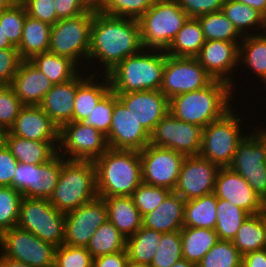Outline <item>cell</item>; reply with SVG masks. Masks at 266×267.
Here are the masks:
<instances>
[{
	"label": "cell",
	"mask_w": 266,
	"mask_h": 267,
	"mask_svg": "<svg viewBox=\"0 0 266 267\" xmlns=\"http://www.w3.org/2000/svg\"><path fill=\"white\" fill-rule=\"evenodd\" d=\"M128 261V253L125 250L94 258L92 267H126Z\"/></svg>",
	"instance_id": "obj_57"
},
{
	"label": "cell",
	"mask_w": 266,
	"mask_h": 267,
	"mask_svg": "<svg viewBox=\"0 0 266 267\" xmlns=\"http://www.w3.org/2000/svg\"><path fill=\"white\" fill-rule=\"evenodd\" d=\"M54 84H62L75 78L83 68L69 57L59 56L49 51L37 54L29 60Z\"/></svg>",
	"instance_id": "obj_31"
},
{
	"label": "cell",
	"mask_w": 266,
	"mask_h": 267,
	"mask_svg": "<svg viewBox=\"0 0 266 267\" xmlns=\"http://www.w3.org/2000/svg\"><path fill=\"white\" fill-rule=\"evenodd\" d=\"M61 166L59 153L44 164H31L30 189L23 197L49 199L58 183Z\"/></svg>",
	"instance_id": "obj_29"
},
{
	"label": "cell",
	"mask_w": 266,
	"mask_h": 267,
	"mask_svg": "<svg viewBox=\"0 0 266 267\" xmlns=\"http://www.w3.org/2000/svg\"><path fill=\"white\" fill-rule=\"evenodd\" d=\"M22 61L17 49H0V86L11 85Z\"/></svg>",
	"instance_id": "obj_52"
},
{
	"label": "cell",
	"mask_w": 266,
	"mask_h": 267,
	"mask_svg": "<svg viewBox=\"0 0 266 267\" xmlns=\"http://www.w3.org/2000/svg\"><path fill=\"white\" fill-rule=\"evenodd\" d=\"M126 237L107 220L90 239L87 250L94 258L126 250Z\"/></svg>",
	"instance_id": "obj_39"
},
{
	"label": "cell",
	"mask_w": 266,
	"mask_h": 267,
	"mask_svg": "<svg viewBox=\"0 0 266 267\" xmlns=\"http://www.w3.org/2000/svg\"><path fill=\"white\" fill-rule=\"evenodd\" d=\"M22 198L13 187L0 186V235L17 225Z\"/></svg>",
	"instance_id": "obj_44"
},
{
	"label": "cell",
	"mask_w": 266,
	"mask_h": 267,
	"mask_svg": "<svg viewBox=\"0 0 266 267\" xmlns=\"http://www.w3.org/2000/svg\"><path fill=\"white\" fill-rule=\"evenodd\" d=\"M185 203L172 191L156 209L142 217V226L161 233L180 231L184 227Z\"/></svg>",
	"instance_id": "obj_26"
},
{
	"label": "cell",
	"mask_w": 266,
	"mask_h": 267,
	"mask_svg": "<svg viewBox=\"0 0 266 267\" xmlns=\"http://www.w3.org/2000/svg\"><path fill=\"white\" fill-rule=\"evenodd\" d=\"M110 90L111 84L108 75L90 74L77 87L73 122H83Z\"/></svg>",
	"instance_id": "obj_27"
},
{
	"label": "cell",
	"mask_w": 266,
	"mask_h": 267,
	"mask_svg": "<svg viewBox=\"0 0 266 267\" xmlns=\"http://www.w3.org/2000/svg\"><path fill=\"white\" fill-rule=\"evenodd\" d=\"M126 267H151L149 264L137 263L129 260Z\"/></svg>",
	"instance_id": "obj_65"
},
{
	"label": "cell",
	"mask_w": 266,
	"mask_h": 267,
	"mask_svg": "<svg viewBox=\"0 0 266 267\" xmlns=\"http://www.w3.org/2000/svg\"><path fill=\"white\" fill-rule=\"evenodd\" d=\"M117 100L116 93L110 90L83 122L107 135L112 121L114 103Z\"/></svg>",
	"instance_id": "obj_48"
},
{
	"label": "cell",
	"mask_w": 266,
	"mask_h": 267,
	"mask_svg": "<svg viewBox=\"0 0 266 267\" xmlns=\"http://www.w3.org/2000/svg\"><path fill=\"white\" fill-rule=\"evenodd\" d=\"M142 182L174 191L185 155L148 144L139 152Z\"/></svg>",
	"instance_id": "obj_14"
},
{
	"label": "cell",
	"mask_w": 266,
	"mask_h": 267,
	"mask_svg": "<svg viewBox=\"0 0 266 267\" xmlns=\"http://www.w3.org/2000/svg\"><path fill=\"white\" fill-rule=\"evenodd\" d=\"M188 18L177 0H155L138 19L143 48L165 51Z\"/></svg>",
	"instance_id": "obj_7"
},
{
	"label": "cell",
	"mask_w": 266,
	"mask_h": 267,
	"mask_svg": "<svg viewBox=\"0 0 266 267\" xmlns=\"http://www.w3.org/2000/svg\"><path fill=\"white\" fill-rule=\"evenodd\" d=\"M165 62V51L143 48L107 74L111 90L116 94L160 90Z\"/></svg>",
	"instance_id": "obj_4"
},
{
	"label": "cell",
	"mask_w": 266,
	"mask_h": 267,
	"mask_svg": "<svg viewBox=\"0 0 266 267\" xmlns=\"http://www.w3.org/2000/svg\"><path fill=\"white\" fill-rule=\"evenodd\" d=\"M172 191L142 182L133 192L132 199L142 217L156 209Z\"/></svg>",
	"instance_id": "obj_46"
},
{
	"label": "cell",
	"mask_w": 266,
	"mask_h": 267,
	"mask_svg": "<svg viewBox=\"0 0 266 267\" xmlns=\"http://www.w3.org/2000/svg\"><path fill=\"white\" fill-rule=\"evenodd\" d=\"M205 41L199 20L189 17L165 52L173 57L195 58Z\"/></svg>",
	"instance_id": "obj_33"
},
{
	"label": "cell",
	"mask_w": 266,
	"mask_h": 267,
	"mask_svg": "<svg viewBox=\"0 0 266 267\" xmlns=\"http://www.w3.org/2000/svg\"><path fill=\"white\" fill-rule=\"evenodd\" d=\"M25 7L26 14L39 21L54 25L57 13L54 0H19Z\"/></svg>",
	"instance_id": "obj_51"
},
{
	"label": "cell",
	"mask_w": 266,
	"mask_h": 267,
	"mask_svg": "<svg viewBox=\"0 0 266 267\" xmlns=\"http://www.w3.org/2000/svg\"><path fill=\"white\" fill-rule=\"evenodd\" d=\"M243 4H247L248 6L256 9L263 16L266 15V0H238Z\"/></svg>",
	"instance_id": "obj_59"
},
{
	"label": "cell",
	"mask_w": 266,
	"mask_h": 267,
	"mask_svg": "<svg viewBox=\"0 0 266 267\" xmlns=\"http://www.w3.org/2000/svg\"><path fill=\"white\" fill-rule=\"evenodd\" d=\"M94 11L57 21L51 28L49 52L69 57L87 71ZM82 65V63H84Z\"/></svg>",
	"instance_id": "obj_8"
},
{
	"label": "cell",
	"mask_w": 266,
	"mask_h": 267,
	"mask_svg": "<svg viewBox=\"0 0 266 267\" xmlns=\"http://www.w3.org/2000/svg\"><path fill=\"white\" fill-rule=\"evenodd\" d=\"M93 162L98 197L132 196L142 183L139 151L109 148Z\"/></svg>",
	"instance_id": "obj_3"
},
{
	"label": "cell",
	"mask_w": 266,
	"mask_h": 267,
	"mask_svg": "<svg viewBox=\"0 0 266 267\" xmlns=\"http://www.w3.org/2000/svg\"><path fill=\"white\" fill-rule=\"evenodd\" d=\"M239 44L240 42L205 41L195 57L214 80L229 83L235 94L237 84L234 75L239 67Z\"/></svg>",
	"instance_id": "obj_18"
},
{
	"label": "cell",
	"mask_w": 266,
	"mask_h": 267,
	"mask_svg": "<svg viewBox=\"0 0 266 267\" xmlns=\"http://www.w3.org/2000/svg\"><path fill=\"white\" fill-rule=\"evenodd\" d=\"M116 95L117 99L149 134L169 112V99L160 90L127 92Z\"/></svg>",
	"instance_id": "obj_21"
},
{
	"label": "cell",
	"mask_w": 266,
	"mask_h": 267,
	"mask_svg": "<svg viewBox=\"0 0 266 267\" xmlns=\"http://www.w3.org/2000/svg\"><path fill=\"white\" fill-rule=\"evenodd\" d=\"M234 94L229 83L214 80L207 87L170 98L169 112L180 121L204 128L235 106Z\"/></svg>",
	"instance_id": "obj_2"
},
{
	"label": "cell",
	"mask_w": 266,
	"mask_h": 267,
	"mask_svg": "<svg viewBox=\"0 0 266 267\" xmlns=\"http://www.w3.org/2000/svg\"><path fill=\"white\" fill-rule=\"evenodd\" d=\"M155 0H108L100 11L103 14L138 20Z\"/></svg>",
	"instance_id": "obj_47"
},
{
	"label": "cell",
	"mask_w": 266,
	"mask_h": 267,
	"mask_svg": "<svg viewBox=\"0 0 266 267\" xmlns=\"http://www.w3.org/2000/svg\"><path fill=\"white\" fill-rule=\"evenodd\" d=\"M213 193L217 198L231 202L249 215L266 211V202L240 174L230 167H220Z\"/></svg>",
	"instance_id": "obj_19"
},
{
	"label": "cell",
	"mask_w": 266,
	"mask_h": 267,
	"mask_svg": "<svg viewBox=\"0 0 266 267\" xmlns=\"http://www.w3.org/2000/svg\"><path fill=\"white\" fill-rule=\"evenodd\" d=\"M222 12L243 37L263 32L264 16L247 4L238 0H225Z\"/></svg>",
	"instance_id": "obj_35"
},
{
	"label": "cell",
	"mask_w": 266,
	"mask_h": 267,
	"mask_svg": "<svg viewBox=\"0 0 266 267\" xmlns=\"http://www.w3.org/2000/svg\"><path fill=\"white\" fill-rule=\"evenodd\" d=\"M171 267H197V264L182 258L175 262Z\"/></svg>",
	"instance_id": "obj_63"
},
{
	"label": "cell",
	"mask_w": 266,
	"mask_h": 267,
	"mask_svg": "<svg viewBox=\"0 0 266 267\" xmlns=\"http://www.w3.org/2000/svg\"><path fill=\"white\" fill-rule=\"evenodd\" d=\"M47 267H59L55 262L51 265H48Z\"/></svg>",
	"instance_id": "obj_67"
},
{
	"label": "cell",
	"mask_w": 266,
	"mask_h": 267,
	"mask_svg": "<svg viewBox=\"0 0 266 267\" xmlns=\"http://www.w3.org/2000/svg\"><path fill=\"white\" fill-rule=\"evenodd\" d=\"M52 25L26 15L21 42L17 47L22 60H30L49 50Z\"/></svg>",
	"instance_id": "obj_32"
},
{
	"label": "cell",
	"mask_w": 266,
	"mask_h": 267,
	"mask_svg": "<svg viewBox=\"0 0 266 267\" xmlns=\"http://www.w3.org/2000/svg\"><path fill=\"white\" fill-rule=\"evenodd\" d=\"M263 124H259L263 127L252 126L251 133L247 132L238 143L229 167L240 174L266 202V127Z\"/></svg>",
	"instance_id": "obj_9"
},
{
	"label": "cell",
	"mask_w": 266,
	"mask_h": 267,
	"mask_svg": "<svg viewBox=\"0 0 266 267\" xmlns=\"http://www.w3.org/2000/svg\"><path fill=\"white\" fill-rule=\"evenodd\" d=\"M23 106L11 85L0 86V134L9 131Z\"/></svg>",
	"instance_id": "obj_49"
},
{
	"label": "cell",
	"mask_w": 266,
	"mask_h": 267,
	"mask_svg": "<svg viewBox=\"0 0 266 267\" xmlns=\"http://www.w3.org/2000/svg\"><path fill=\"white\" fill-rule=\"evenodd\" d=\"M109 148L116 150H143L150 141V134L138 123L125 106L114 103L110 130L106 135Z\"/></svg>",
	"instance_id": "obj_20"
},
{
	"label": "cell",
	"mask_w": 266,
	"mask_h": 267,
	"mask_svg": "<svg viewBox=\"0 0 266 267\" xmlns=\"http://www.w3.org/2000/svg\"><path fill=\"white\" fill-rule=\"evenodd\" d=\"M225 0H177L179 7L189 16H198L222 10Z\"/></svg>",
	"instance_id": "obj_53"
},
{
	"label": "cell",
	"mask_w": 266,
	"mask_h": 267,
	"mask_svg": "<svg viewBox=\"0 0 266 267\" xmlns=\"http://www.w3.org/2000/svg\"><path fill=\"white\" fill-rule=\"evenodd\" d=\"M206 41L241 42L243 36L221 11L198 16Z\"/></svg>",
	"instance_id": "obj_41"
},
{
	"label": "cell",
	"mask_w": 266,
	"mask_h": 267,
	"mask_svg": "<svg viewBox=\"0 0 266 267\" xmlns=\"http://www.w3.org/2000/svg\"><path fill=\"white\" fill-rule=\"evenodd\" d=\"M219 169L200 155L185 156L174 192L185 201L213 193Z\"/></svg>",
	"instance_id": "obj_17"
},
{
	"label": "cell",
	"mask_w": 266,
	"mask_h": 267,
	"mask_svg": "<svg viewBox=\"0 0 266 267\" xmlns=\"http://www.w3.org/2000/svg\"><path fill=\"white\" fill-rule=\"evenodd\" d=\"M0 140L18 162L25 164H44L58 153L59 141H32L8 131L0 134Z\"/></svg>",
	"instance_id": "obj_25"
},
{
	"label": "cell",
	"mask_w": 266,
	"mask_h": 267,
	"mask_svg": "<svg viewBox=\"0 0 266 267\" xmlns=\"http://www.w3.org/2000/svg\"><path fill=\"white\" fill-rule=\"evenodd\" d=\"M0 49H17L9 42L7 37L4 35L2 25H0Z\"/></svg>",
	"instance_id": "obj_62"
},
{
	"label": "cell",
	"mask_w": 266,
	"mask_h": 267,
	"mask_svg": "<svg viewBox=\"0 0 266 267\" xmlns=\"http://www.w3.org/2000/svg\"><path fill=\"white\" fill-rule=\"evenodd\" d=\"M18 0H0V12L10 8Z\"/></svg>",
	"instance_id": "obj_64"
},
{
	"label": "cell",
	"mask_w": 266,
	"mask_h": 267,
	"mask_svg": "<svg viewBox=\"0 0 266 267\" xmlns=\"http://www.w3.org/2000/svg\"><path fill=\"white\" fill-rule=\"evenodd\" d=\"M108 209V220L126 237L142 227V215L131 196L100 197Z\"/></svg>",
	"instance_id": "obj_28"
},
{
	"label": "cell",
	"mask_w": 266,
	"mask_h": 267,
	"mask_svg": "<svg viewBox=\"0 0 266 267\" xmlns=\"http://www.w3.org/2000/svg\"><path fill=\"white\" fill-rule=\"evenodd\" d=\"M31 164L18 162L12 187L24 195L30 189Z\"/></svg>",
	"instance_id": "obj_56"
},
{
	"label": "cell",
	"mask_w": 266,
	"mask_h": 267,
	"mask_svg": "<svg viewBox=\"0 0 266 267\" xmlns=\"http://www.w3.org/2000/svg\"><path fill=\"white\" fill-rule=\"evenodd\" d=\"M92 260L86 247L65 244L56 247L54 262L59 267H92Z\"/></svg>",
	"instance_id": "obj_50"
},
{
	"label": "cell",
	"mask_w": 266,
	"mask_h": 267,
	"mask_svg": "<svg viewBox=\"0 0 266 267\" xmlns=\"http://www.w3.org/2000/svg\"><path fill=\"white\" fill-rule=\"evenodd\" d=\"M183 258L180 231L162 233L151 267H171Z\"/></svg>",
	"instance_id": "obj_43"
},
{
	"label": "cell",
	"mask_w": 266,
	"mask_h": 267,
	"mask_svg": "<svg viewBox=\"0 0 266 267\" xmlns=\"http://www.w3.org/2000/svg\"><path fill=\"white\" fill-rule=\"evenodd\" d=\"M57 21L61 19L73 18L82 13L92 11L84 0H54Z\"/></svg>",
	"instance_id": "obj_55"
},
{
	"label": "cell",
	"mask_w": 266,
	"mask_h": 267,
	"mask_svg": "<svg viewBox=\"0 0 266 267\" xmlns=\"http://www.w3.org/2000/svg\"><path fill=\"white\" fill-rule=\"evenodd\" d=\"M53 84L29 60H23L11 87L23 105L39 106Z\"/></svg>",
	"instance_id": "obj_24"
},
{
	"label": "cell",
	"mask_w": 266,
	"mask_h": 267,
	"mask_svg": "<svg viewBox=\"0 0 266 267\" xmlns=\"http://www.w3.org/2000/svg\"><path fill=\"white\" fill-rule=\"evenodd\" d=\"M215 231L219 240L232 241L249 214L231 202L217 198Z\"/></svg>",
	"instance_id": "obj_40"
},
{
	"label": "cell",
	"mask_w": 266,
	"mask_h": 267,
	"mask_svg": "<svg viewBox=\"0 0 266 267\" xmlns=\"http://www.w3.org/2000/svg\"><path fill=\"white\" fill-rule=\"evenodd\" d=\"M242 267H266L265 249L256 250L243 255Z\"/></svg>",
	"instance_id": "obj_58"
},
{
	"label": "cell",
	"mask_w": 266,
	"mask_h": 267,
	"mask_svg": "<svg viewBox=\"0 0 266 267\" xmlns=\"http://www.w3.org/2000/svg\"><path fill=\"white\" fill-rule=\"evenodd\" d=\"M26 15L25 7L19 0L0 12V25L3 27L4 35L16 48L21 42Z\"/></svg>",
	"instance_id": "obj_45"
},
{
	"label": "cell",
	"mask_w": 266,
	"mask_h": 267,
	"mask_svg": "<svg viewBox=\"0 0 266 267\" xmlns=\"http://www.w3.org/2000/svg\"><path fill=\"white\" fill-rule=\"evenodd\" d=\"M161 236V232L142 226L135 234L127 238L126 250L129 260L150 265Z\"/></svg>",
	"instance_id": "obj_38"
},
{
	"label": "cell",
	"mask_w": 266,
	"mask_h": 267,
	"mask_svg": "<svg viewBox=\"0 0 266 267\" xmlns=\"http://www.w3.org/2000/svg\"><path fill=\"white\" fill-rule=\"evenodd\" d=\"M217 197L214 193L186 201L184 227L214 229L216 227Z\"/></svg>",
	"instance_id": "obj_37"
},
{
	"label": "cell",
	"mask_w": 266,
	"mask_h": 267,
	"mask_svg": "<svg viewBox=\"0 0 266 267\" xmlns=\"http://www.w3.org/2000/svg\"><path fill=\"white\" fill-rule=\"evenodd\" d=\"M142 49L138 20L94 11L87 63L88 67L89 64L92 66L87 68L90 74L101 72V75H107L125 58L139 53ZM92 62L98 65L93 67Z\"/></svg>",
	"instance_id": "obj_1"
},
{
	"label": "cell",
	"mask_w": 266,
	"mask_h": 267,
	"mask_svg": "<svg viewBox=\"0 0 266 267\" xmlns=\"http://www.w3.org/2000/svg\"><path fill=\"white\" fill-rule=\"evenodd\" d=\"M262 33L266 35V15L264 16V28Z\"/></svg>",
	"instance_id": "obj_66"
},
{
	"label": "cell",
	"mask_w": 266,
	"mask_h": 267,
	"mask_svg": "<svg viewBox=\"0 0 266 267\" xmlns=\"http://www.w3.org/2000/svg\"><path fill=\"white\" fill-rule=\"evenodd\" d=\"M107 220V205L100 197L65 213L64 244L87 247L96 229Z\"/></svg>",
	"instance_id": "obj_16"
},
{
	"label": "cell",
	"mask_w": 266,
	"mask_h": 267,
	"mask_svg": "<svg viewBox=\"0 0 266 267\" xmlns=\"http://www.w3.org/2000/svg\"><path fill=\"white\" fill-rule=\"evenodd\" d=\"M203 128L180 121L168 112L150 133V145L165 147L185 156L199 155Z\"/></svg>",
	"instance_id": "obj_15"
},
{
	"label": "cell",
	"mask_w": 266,
	"mask_h": 267,
	"mask_svg": "<svg viewBox=\"0 0 266 267\" xmlns=\"http://www.w3.org/2000/svg\"><path fill=\"white\" fill-rule=\"evenodd\" d=\"M180 234L183 258L196 264L219 241L214 229L183 227Z\"/></svg>",
	"instance_id": "obj_36"
},
{
	"label": "cell",
	"mask_w": 266,
	"mask_h": 267,
	"mask_svg": "<svg viewBox=\"0 0 266 267\" xmlns=\"http://www.w3.org/2000/svg\"><path fill=\"white\" fill-rule=\"evenodd\" d=\"M232 243L242 256L264 249L266 244V211L257 215H249L241 224Z\"/></svg>",
	"instance_id": "obj_34"
},
{
	"label": "cell",
	"mask_w": 266,
	"mask_h": 267,
	"mask_svg": "<svg viewBox=\"0 0 266 267\" xmlns=\"http://www.w3.org/2000/svg\"><path fill=\"white\" fill-rule=\"evenodd\" d=\"M98 197L96 169L90 160H68L62 157L58 183L50 203L63 213L77 209Z\"/></svg>",
	"instance_id": "obj_5"
},
{
	"label": "cell",
	"mask_w": 266,
	"mask_h": 267,
	"mask_svg": "<svg viewBox=\"0 0 266 267\" xmlns=\"http://www.w3.org/2000/svg\"><path fill=\"white\" fill-rule=\"evenodd\" d=\"M59 131L39 106L24 105L8 132L32 141H59Z\"/></svg>",
	"instance_id": "obj_23"
},
{
	"label": "cell",
	"mask_w": 266,
	"mask_h": 267,
	"mask_svg": "<svg viewBox=\"0 0 266 267\" xmlns=\"http://www.w3.org/2000/svg\"><path fill=\"white\" fill-rule=\"evenodd\" d=\"M214 79L196 58L166 54L160 91L168 98L209 86Z\"/></svg>",
	"instance_id": "obj_13"
},
{
	"label": "cell",
	"mask_w": 266,
	"mask_h": 267,
	"mask_svg": "<svg viewBox=\"0 0 266 267\" xmlns=\"http://www.w3.org/2000/svg\"><path fill=\"white\" fill-rule=\"evenodd\" d=\"M197 267H242V255L232 241L219 240Z\"/></svg>",
	"instance_id": "obj_42"
},
{
	"label": "cell",
	"mask_w": 266,
	"mask_h": 267,
	"mask_svg": "<svg viewBox=\"0 0 266 267\" xmlns=\"http://www.w3.org/2000/svg\"><path fill=\"white\" fill-rule=\"evenodd\" d=\"M56 246L17 226L0 235V253L30 267H47L54 263Z\"/></svg>",
	"instance_id": "obj_11"
},
{
	"label": "cell",
	"mask_w": 266,
	"mask_h": 267,
	"mask_svg": "<svg viewBox=\"0 0 266 267\" xmlns=\"http://www.w3.org/2000/svg\"><path fill=\"white\" fill-rule=\"evenodd\" d=\"M16 226L56 247L64 244L65 213L49 199L23 197Z\"/></svg>",
	"instance_id": "obj_10"
},
{
	"label": "cell",
	"mask_w": 266,
	"mask_h": 267,
	"mask_svg": "<svg viewBox=\"0 0 266 267\" xmlns=\"http://www.w3.org/2000/svg\"><path fill=\"white\" fill-rule=\"evenodd\" d=\"M0 267H30V266L25 263L7 258L0 253Z\"/></svg>",
	"instance_id": "obj_60"
},
{
	"label": "cell",
	"mask_w": 266,
	"mask_h": 267,
	"mask_svg": "<svg viewBox=\"0 0 266 267\" xmlns=\"http://www.w3.org/2000/svg\"><path fill=\"white\" fill-rule=\"evenodd\" d=\"M237 106L235 104L222 118L203 128L199 155L219 167H229L231 165L238 143L250 130L247 129L248 125L247 127L243 126L242 120L244 121L245 117L242 114V117L239 115Z\"/></svg>",
	"instance_id": "obj_6"
},
{
	"label": "cell",
	"mask_w": 266,
	"mask_h": 267,
	"mask_svg": "<svg viewBox=\"0 0 266 267\" xmlns=\"http://www.w3.org/2000/svg\"><path fill=\"white\" fill-rule=\"evenodd\" d=\"M18 161L0 140V186L12 187L13 176Z\"/></svg>",
	"instance_id": "obj_54"
},
{
	"label": "cell",
	"mask_w": 266,
	"mask_h": 267,
	"mask_svg": "<svg viewBox=\"0 0 266 267\" xmlns=\"http://www.w3.org/2000/svg\"><path fill=\"white\" fill-rule=\"evenodd\" d=\"M239 65L245 66L244 73L252 71L253 78H259L262 87L266 88V35L256 34L244 36L239 44ZM256 76V77H255ZM261 78V79H260Z\"/></svg>",
	"instance_id": "obj_30"
},
{
	"label": "cell",
	"mask_w": 266,
	"mask_h": 267,
	"mask_svg": "<svg viewBox=\"0 0 266 267\" xmlns=\"http://www.w3.org/2000/svg\"><path fill=\"white\" fill-rule=\"evenodd\" d=\"M85 4L95 12H100L106 5L108 0H84Z\"/></svg>",
	"instance_id": "obj_61"
},
{
	"label": "cell",
	"mask_w": 266,
	"mask_h": 267,
	"mask_svg": "<svg viewBox=\"0 0 266 267\" xmlns=\"http://www.w3.org/2000/svg\"><path fill=\"white\" fill-rule=\"evenodd\" d=\"M108 149L106 135L84 122H69L60 128L58 153L65 159L94 161Z\"/></svg>",
	"instance_id": "obj_12"
},
{
	"label": "cell",
	"mask_w": 266,
	"mask_h": 267,
	"mask_svg": "<svg viewBox=\"0 0 266 267\" xmlns=\"http://www.w3.org/2000/svg\"><path fill=\"white\" fill-rule=\"evenodd\" d=\"M84 72H86L84 74ZM90 75L83 69L73 79L54 84L50 91L44 96L39 107L50 117L60 129L64 124L73 122V110L77 87Z\"/></svg>",
	"instance_id": "obj_22"
}]
</instances>
